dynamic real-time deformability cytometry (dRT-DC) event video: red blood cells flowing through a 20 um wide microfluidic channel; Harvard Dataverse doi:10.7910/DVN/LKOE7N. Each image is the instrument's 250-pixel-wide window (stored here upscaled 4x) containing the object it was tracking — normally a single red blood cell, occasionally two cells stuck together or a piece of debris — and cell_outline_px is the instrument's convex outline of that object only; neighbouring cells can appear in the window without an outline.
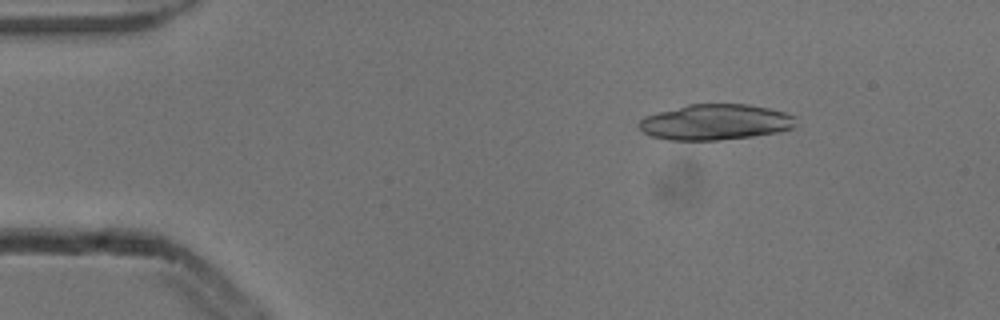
{"species": "common noctule bat (a hibernating species)", "species_latin": "Nyctalus noctula", "temperature_condition": "cold", "stored_images_in_passage": 4, "camera_frame_rate_fps": 3000, "um_per_image_px": 0.085, "animal": {"sex": "male", "body_mass_g": 13.3}, "frame": {"image": 1, "passage_image": 2, "time_ms": 0.333, "image_size_px": [1000, 320], "cell_outline_px": [[796, 116], [792, 128], [776, 132], [752, 136], [716, 140], [668, 140], [652, 136], [644, 132], [636, 124], [644, 116], [688, 104], [748, 104], [768, 108], [784, 112]], "centroid_in_image_um": [60.77, 10.37], "position_along_channel_um": 24.2, "area_um2": 32.43}}